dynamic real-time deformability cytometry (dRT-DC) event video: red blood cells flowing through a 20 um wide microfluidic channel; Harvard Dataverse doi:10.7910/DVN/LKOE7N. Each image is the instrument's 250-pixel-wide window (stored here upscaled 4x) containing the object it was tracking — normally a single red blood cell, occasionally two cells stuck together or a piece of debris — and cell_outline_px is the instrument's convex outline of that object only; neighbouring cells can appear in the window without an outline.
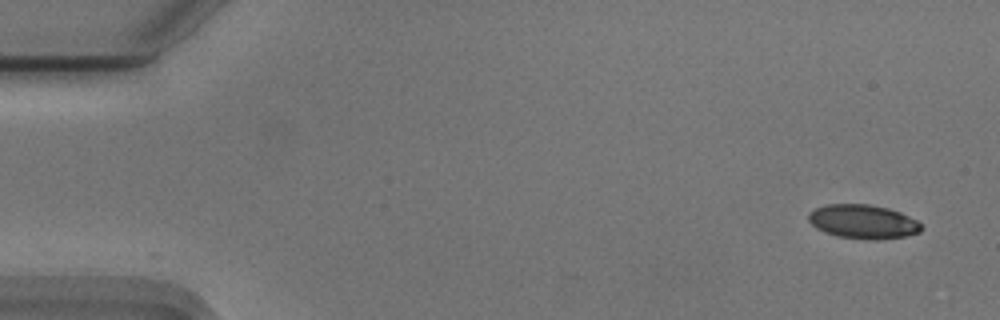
{"species": "Egyptian fruit bat (a non-hibernating species)", "species_latin": "Rousettus aegyptiacus", "temperature_condition": "cold", "stored_images_in_passage": 54, "camera_frame_rate_fps": 3000, "um_per_image_px": 0.085, "animal": {"sex": "male"}, "frame": {"image": 1, "passage_image": 1, "time_ms": 0.0, "image_size_px": [1000, 320], "cell_outline_px": [[924, 228], [920, 232], [904, 236], [876, 240], [868, 240], [836, 236], [824, 232], [816, 228], [808, 220], [808, 212], [824, 204], [868, 204], [888, 208], [900, 212], [916, 220]], "centroid_in_image_um": [73.34, 18.84], "position_along_channel_um": 11.7, "area_um2": 22.48}}
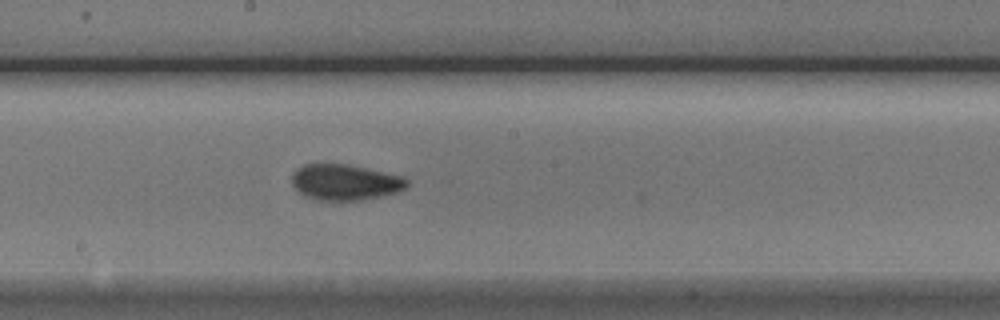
{"frame": {"image": 2, "passage_image": 28, "time_ms": 9.0, "image_size_px": [1000, 320], "cell_outline_px": [[408, 188], [400, 192], [384, 196], [360, 200], [316, 200], [296, 192], [292, 184], [292, 176], [296, 168], [304, 164], [348, 164], [404, 176], [408, 180]], "centroid_in_image_um": [29.36, 15.49], "position_along_channel_um": 218.8, "area_um2": 24.45}}
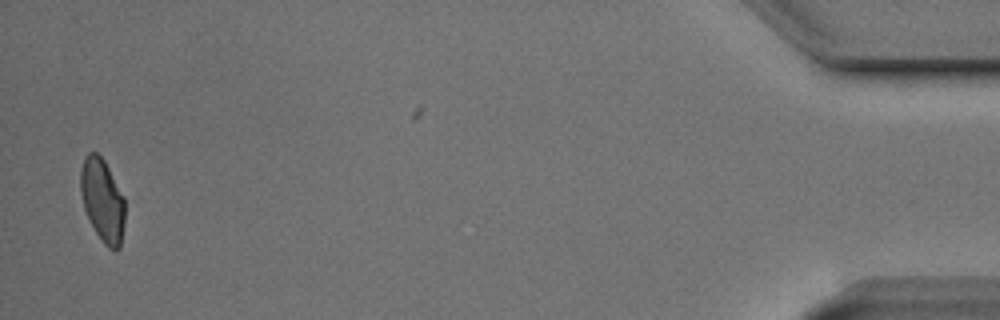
{"frame": {"image": 3, "passage_image": 52, "time_ms": 17.0, "image_size_px": [1000, 320], "cell_outline_px": [[124, 224], [120, 248], [116, 252], [108, 248], [104, 244], [96, 232], [84, 208], [80, 192], [80, 172], [84, 156], [88, 152], [96, 152], [104, 160], [124, 196]], "centroid_in_image_um": [8.71, 17.02], "position_along_channel_um": 426.5, "area_um2": 21.5}, "authors_computed_cell_mechanics": {"area_um2": 22.8021, "velocity_mm_per_s": 3.7314, "shape_relaxation_time_tau1_ms": 4.2362, "shape_relaxation_time_tau2_ms": 1.513, "deformation_change_tau1": 0.1062, "deformation_change_tau2": 0.0555}}